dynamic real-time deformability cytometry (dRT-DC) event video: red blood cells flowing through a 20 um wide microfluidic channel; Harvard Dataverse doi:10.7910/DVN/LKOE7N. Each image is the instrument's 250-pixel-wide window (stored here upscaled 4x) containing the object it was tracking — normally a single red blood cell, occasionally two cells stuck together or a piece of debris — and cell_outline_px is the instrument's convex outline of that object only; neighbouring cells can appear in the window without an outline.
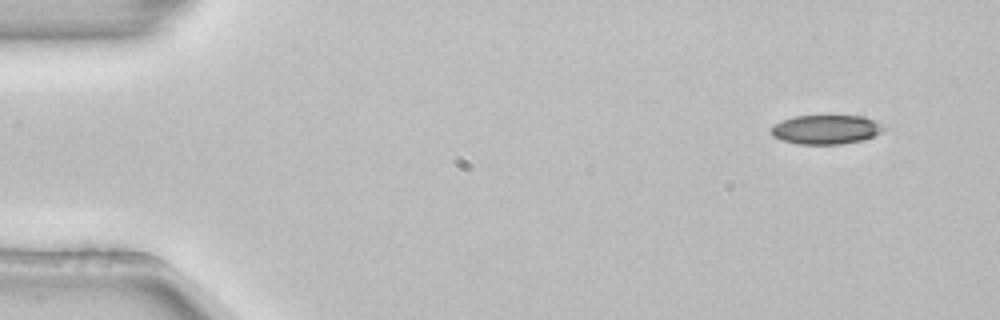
{"species": "common noctule bat (a hibernating species)", "species_latin": "Nyctalus noctula", "temperature_condition": "room temperature", "stored_images_in_passage": 6, "camera_frame_rate_fps": 3000, "um_per_image_px": 0.085, "animal": {"sex": "female", "body_mass_g": 22.7, "forearm_length_mm": 54.2}, "frame": {"image": 1, "passage_image": 1, "time_ms": 0.0, "image_size_px": [1000, 320], "cell_outline_px": [[888, 128], [872, 136], [860, 140], [840, 144], [796, 144], [780, 140], [772, 136], [768, 128], [772, 124], [780, 120], [792, 116], [864, 116], [876, 120]], "centroid_in_image_um": [70.14, 11.0], "position_along_channel_um": 14.9, "area_um2": 19.48}}
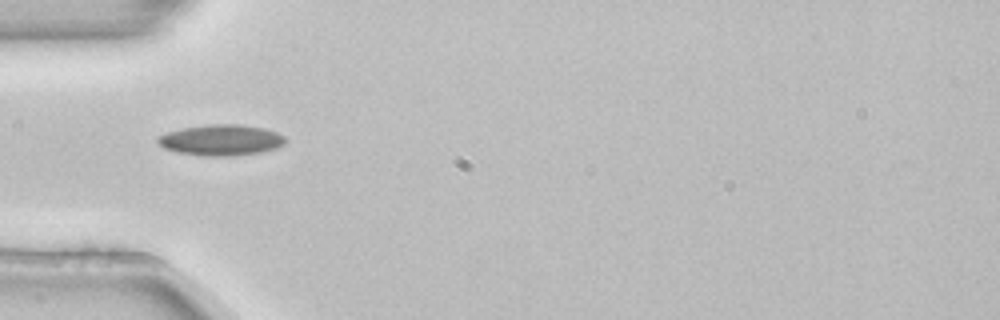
{"frame": {"image": 2, "passage_image": 4, "time_ms": 1.0, "image_size_px": [1000, 320], "cell_outline_px": [[284, 144], [276, 148], [260, 152], [232, 156], [204, 156], [180, 152], [164, 148], [156, 140], [156, 136], [180, 128], [212, 124], [240, 124], [264, 128], [276, 132], [284, 136]], "centroid_in_image_um": [18.78, 11.9], "position_along_channel_um": 66.2, "area_um2": 22.89}}